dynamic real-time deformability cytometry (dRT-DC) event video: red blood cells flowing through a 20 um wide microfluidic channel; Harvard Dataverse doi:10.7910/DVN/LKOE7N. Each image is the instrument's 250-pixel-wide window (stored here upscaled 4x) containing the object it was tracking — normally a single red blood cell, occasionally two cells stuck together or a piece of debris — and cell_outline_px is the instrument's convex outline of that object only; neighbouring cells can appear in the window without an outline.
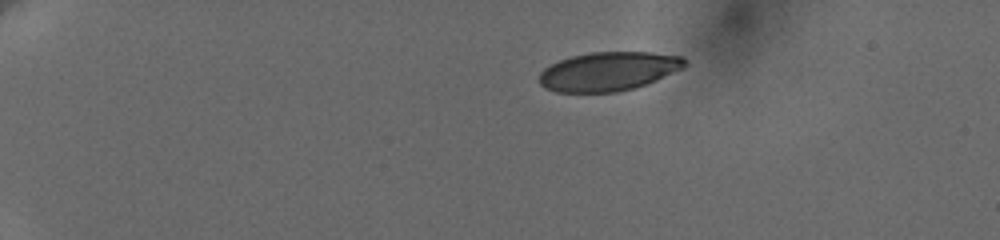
{"species": "human", "species_latin": "Homo sapiens", "temperature_condition": "cold", "stored_images_in_passage": 60, "camera_frame_rate_fps": 3000, "um_per_image_px": 0.085, "donor": {"sex": "female"}, "frame": {"image": 1, "passage_image": 1, "time_ms": 0.0, "image_size_px": [1000, 240], "cell_outline_px": [[688, 64], [684, 68], [656, 80], [636, 88], [616, 92], [556, 92], [544, 88], [540, 84], [540, 72], [544, 68], [560, 60], [572, 56], [592, 52], [648, 52], [680, 56]], "centroid_in_image_um": [51.72, 6.07], "position_along_channel_um": 33.3, "area_um2": 32.95}}
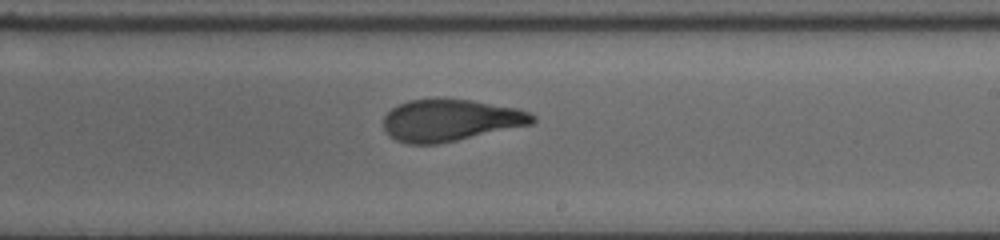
{"frame": {"image": 2, "passage_image": 27, "time_ms": 8.667, "image_size_px": [1000, 240], "cell_outline_px": [[536, 120], [532, 124], [456, 140], [436, 144], [408, 144], [396, 140], [388, 136], [384, 128], [384, 116], [392, 108], [408, 100], [472, 100], [516, 108], [528, 112], [536, 116]], "centroid_in_image_um": [38.27, 10.24], "position_along_channel_um": 250.7, "area_um2": 35.84}}
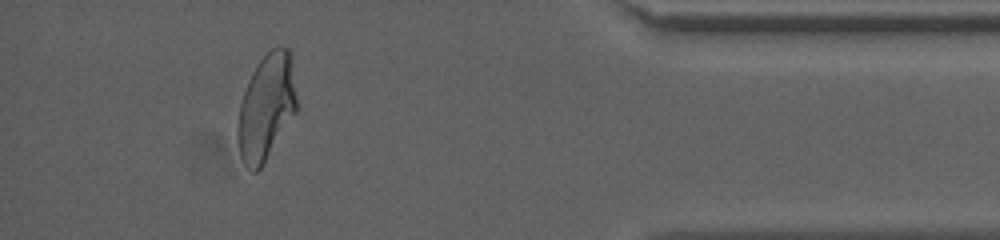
{"frame": {"image": 3, "passage_image": 53, "time_ms": 14.0, "image_size_px": [1000, 240], "cell_outline_px": [[296, 112], [260, 168], [256, 172], [252, 172], [244, 164], [240, 156], [236, 136], [236, 128], [240, 104], [248, 80], [256, 64], [272, 48], [288, 48], [292, 52], [296, 96]], "centroid_in_image_um": [22.62, 9.1], "position_along_channel_um": 412.6, "area_um2": 36.41}, "authors_computed_cell_mechanics": {"area_um2": 36.8186, "velocity_mm_per_s": 3.6499, "shape_relaxation_time_tau1_ms": 6.5253, "shape_relaxation_time_tau2_ms": 1.1474, "deformation_change_tau1": 0.2019, "deformation_change_tau2": 0.0726}}